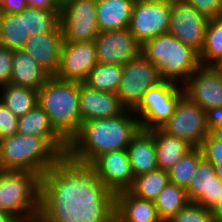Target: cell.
Masks as SVG:
<instances>
[{
  "label": "cell",
  "instance_id": "6da1fadb",
  "mask_svg": "<svg viewBox=\"0 0 222 222\" xmlns=\"http://www.w3.org/2000/svg\"><path fill=\"white\" fill-rule=\"evenodd\" d=\"M140 129L139 119L129 109L114 117L84 121L65 157L70 183L101 154L127 149Z\"/></svg>",
  "mask_w": 222,
  "mask_h": 222
},
{
  "label": "cell",
  "instance_id": "7a4b0ae2",
  "mask_svg": "<svg viewBox=\"0 0 222 222\" xmlns=\"http://www.w3.org/2000/svg\"><path fill=\"white\" fill-rule=\"evenodd\" d=\"M0 170L34 172L60 197L70 190L65 158L41 136L16 133L1 140Z\"/></svg>",
  "mask_w": 222,
  "mask_h": 222
},
{
  "label": "cell",
  "instance_id": "3957f363",
  "mask_svg": "<svg viewBox=\"0 0 222 222\" xmlns=\"http://www.w3.org/2000/svg\"><path fill=\"white\" fill-rule=\"evenodd\" d=\"M134 178L127 149L106 152L71 183L67 196L99 211L116 194L129 191Z\"/></svg>",
  "mask_w": 222,
  "mask_h": 222
},
{
  "label": "cell",
  "instance_id": "277c9868",
  "mask_svg": "<svg viewBox=\"0 0 222 222\" xmlns=\"http://www.w3.org/2000/svg\"><path fill=\"white\" fill-rule=\"evenodd\" d=\"M60 196L36 173L0 170V210L32 222Z\"/></svg>",
  "mask_w": 222,
  "mask_h": 222
},
{
  "label": "cell",
  "instance_id": "5b68a950",
  "mask_svg": "<svg viewBox=\"0 0 222 222\" xmlns=\"http://www.w3.org/2000/svg\"><path fill=\"white\" fill-rule=\"evenodd\" d=\"M38 104L68 143L78 134L83 123L78 82L62 81L51 76L38 90Z\"/></svg>",
  "mask_w": 222,
  "mask_h": 222
},
{
  "label": "cell",
  "instance_id": "8992f818",
  "mask_svg": "<svg viewBox=\"0 0 222 222\" xmlns=\"http://www.w3.org/2000/svg\"><path fill=\"white\" fill-rule=\"evenodd\" d=\"M141 53L156 66L162 80L181 86L200 66L198 53L169 33L146 41Z\"/></svg>",
  "mask_w": 222,
  "mask_h": 222
},
{
  "label": "cell",
  "instance_id": "52a82bcc",
  "mask_svg": "<svg viewBox=\"0 0 222 222\" xmlns=\"http://www.w3.org/2000/svg\"><path fill=\"white\" fill-rule=\"evenodd\" d=\"M179 86L163 80L146 91L133 110L142 130L160 128L173 115L176 103L184 95L183 86Z\"/></svg>",
  "mask_w": 222,
  "mask_h": 222
},
{
  "label": "cell",
  "instance_id": "ba28073f",
  "mask_svg": "<svg viewBox=\"0 0 222 222\" xmlns=\"http://www.w3.org/2000/svg\"><path fill=\"white\" fill-rule=\"evenodd\" d=\"M163 80L156 66L142 53L123 65L118 98L126 109L134 110L146 91Z\"/></svg>",
  "mask_w": 222,
  "mask_h": 222
},
{
  "label": "cell",
  "instance_id": "9c48e42d",
  "mask_svg": "<svg viewBox=\"0 0 222 222\" xmlns=\"http://www.w3.org/2000/svg\"><path fill=\"white\" fill-rule=\"evenodd\" d=\"M172 0H135L128 29L143 45L170 28Z\"/></svg>",
  "mask_w": 222,
  "mask_h": 222
},
{
  "label": "cell",
  "instance_id": "30bf717a",
  "mask_svg": "<svg viewBox=\"0 0 222 222\" xmlns=\"http://www.w3.org/2000/svg\"><path fill=\"white\" fill-rule=\"evenodd\" d=\"M165 133L199 147L210 131L206 112L185 94L178 100L173 115L160 127Z\"/></svg>",
  "mask_w": 222,
  "mask_h": 222
},
{
  "label": "cell",
  "instance_id": "8fae6325",
  "mask_svg": "<svg viewBox=\"0 0 222 222\" xmlns=\"http://www.w3.org/2000/svg\"><path fill=\"white\" fill-rule=\"evenodd\" d=\"M97 0H71L62 7L60 26L64 41H95L99 35L96 18Z\"/></svg>",
  "mask_w": 222,
  "mask_h": 222
},
{
  "label": "cell",
  "instance_id": "7c38bea8",
  "mask_svg": "<svg viewBox=\"0 0 222 222\" xmlns=\"http://www.w3.org/2000/svg\"><path fill=\"white\" fill-rule=\"evenodd\" d=\"M102 222H162L154 201L139 198L130 191L116 194L99 210Z\"/></svg>",
  "mask_w": 222,
  "mask_h": 222
},
{
  "label": "cell",
  "instance_id": "4fadbf2b",
  "mask_svg": "<svg viewBox=\"0 0 222 222\" xmlns=\"http://www.w3.org/2000/svg\"><path fill=\"white\" fill-rule=\"evenodd\" d=\"M209 19L194 7L172 0L170 28L168 33L190 46L198 54L204 45Z\"/></svg>",
  "mask_w": 222,
  "mask_h": 222
},
{
  "label": "cell",
  "instance_id": "5bb4252c",
  "mask_svg": "<svg viewBox=\"0 0 222 222\" xmlns=\"http://www.w3.org/2000/svg\"><path fill=\"white\" fill-rule=\"evenodd\" d=\"M97 64L94 41H64L59 67L54 77L62 81L83 83Z\"/></svg>",
  "mask_w": 222,
  "mask_h": 222
},
{
  "label": "cell",
  "instance_id": "9a60e30c",
  "mask_svg": "<svg viewBox=\"0 0 222 222\" xmlns=\"http://www.w3.org/2000/svg\"><path fill=\"white\" fill-rule=\"evenodd\" d=\"M97 62L125 65L141 53L142 45L128 28L100 31L95 39Z\"/></svg>",
  "mask_w": 222,
  "mask_h": 222
},
{
  "label": "cell",
  "instance_id": "2e32d148",
  "mask_svg": "<svg viewBox=\"0 0 222 222\" xmlns=\"http://www.w3.org/2000/svg\"><path fill=\"white\" fill-rule=\"evenodd\" d=\"M183 88L184 94L205 112L222 107V74L213 66L200 65Z\"/></svg>",
  "mask_w": 222,
  "mask_h": 222
},
{
  "label": "cell",
  "instance_id": "e0dca14e",
  "mask_svg": "<svg viewBox=\"0 0 222 222\" xmlns=\"http://www.w3.org/2000/svg\"><path fill=\"white\" fill-rule=\"evenodd\" d=\"M79 105L83 122L114 117L126 110L117 93L98 91L84 82L79 83Z\"/></svg>",
  "mask_w": 222,
  "mask_h": 222
},
{
  "label": "cell",
  "instance_id": "ac0fdd59",
  "mask_svg": "<svg viewBox=\"0 0 222 222\" xmlns=\"http://www.w3.org/2000/svg\"><path fill=\"white\" fill-rule=\"evenodd\" d=\"M64 36L62 29L30 36L22 50L41 66L50 76L58 70Z\"/></svg>",
  "mask_w": 222,
  "mask_h": 222
},
{
  "label": "cell",
  "instance_id": "d6986e66",
  "mask_svg": "<svg viewBox=\"0 0 222 222\" xmlns=\"http://www.w3.org/2000/svg\"><path fill=\"white\" fill-rule=\"evenodd\" d=\"M185 190L190 202L211 208L222 194V181L217 178L213 164L202 158Z\"/></svg>",
  "mask_w": 222,
  "mask_h": 222
},
{
  "label": "cell",
  "instance_id": "ffe728a7",
  "mask_svg": "<svg viewBox=\"0 0 222 222\" xmlns=\"http://www.w3.org/2000/svg\"><path fill=\"white\" fill-rule=\"evenodd\" d=\"M17 133L45 138L64 158L69 143L55 130L48 114L37 104L24 116L18 118Z\"/></svg>",
  "mask_w": 222,
  "mask_h": 222
},
{
  "label": "cell",
  "instance_id": "44dd1931",
  "mask_svg": "<svg viewBox=\"0 0 222 222\" xmlns=\"http://www.w3.org/2000/svg\"><path fill=\"white\" fill-rule=\"evenodd\" d=\"M98 218L99 211L62 196L32 222H95Z\"/></svg>",
  "mask_w": 222,
  "mask_h": 222
},
{
  "label": "cell",
  "instance_id": "7402d4cb",
  "mask_svg": "<svg viewBox=\"0 0 222 222\" xmlns=\"http://www.w3.org/2000/svg\"><path fill=\"white\" fill-rule=\"evenodd\" d=\"M134 177L157 169L156 144L149 130L140 129L127 147Z\"/></svg>",
  "mask_w": 222,
  "mask_h": 222
},
{
  "label": "cell",
  "instance_id": "603a6c76",
  "mask_svg": "<svg viewBox=\"0 0 222 222\" xmlns=\"http://www.w3.org/2000/svg\"><path fill=\"white\" fill-rule=\"evenodd\" d=\"M135 0H97L96 18L100 31L129 27Z\"/></svg>",
  "mask_w": 222,
  "mask_h": 222
},
{
  "label": "cell",
  "instance_id": "cb8c5ba5",
  "mask_svg": "<svg viewBox=\"0 0 222 222\" xmlns=\"http://www.w3.org/2000/svg\"><path fill=\"white\" fill-rule=\"evenodd\" d=\"M50 77L24 50H13L11 84L38 91Z\"/></svg>",
  "mask_w": 222,
  "mask_h": 222
},
{
  "label": "cell",
  "instance_id": "d4e9b609",
  "mask_svg": "<svg viewBox=\"0 0 222 222\" xmlns=\"http://www.w3.org/2000/svg\"><path fill=\"white\" fill-rule=\"evenodd\" d=\"M155 138L157 167L169 171L194 147L187 141L165 133L161 128L149 130Z\"/></svg>",
  "mask_w": 222,
  "mask_h": 222
},
{
  "label": "cell",
  "instance_id": "484cf974",
  "mask_svg": "<svg viewBox=\"0 0 222 222\" xmlns=\"http://www.w3.org/2000/svg\"><path fill=\"white\" fill-rule=\"evenodd\" d=\"M30 36L31 33H27L26 9L21 13L0 12V45L21 50Z\"/></svg>",
  "mask_w": 222,
  "mask_h": 222
},
{
  "label": "cell",
  "instance_id": "4316f807",
  "mask_svg": "<svg viewBox=\"0 0 222 222\" xmlns=\"http://www.w3.org/2000/svg\"><path fill=\"white\" fill-rule=\"evenodd\" d=\"M0 101L17 117L24 116L38 104V91L30 87L7 84L0 87Z\"/></svg>",
  "mask_w": 222,
  "mask_h": 222
},
{
  "label": "cell",
  "instance_id": "83f0119b",
  "mask_svg": "<svg viewBox=\"0 0 222 222\" xmlns=\"http://www.w3.org/2000/svg\"><path fill=\"white\" fill-rule=\"evenodd\" d=\"M189 202L185 188L171 182L154 200L157 214L162 222H168Z\"/></svg>",
  "mask_w": 222,
  "mask_h": 222
},
{
  "label": "cell",
  "instance_id": "f1b7e54d",
  "mask_svg": "<svg viewBox=\"0 0 222 222\" xmlns=\"http://www.w3.org/2000/svg\"><path fill=\"white\" fill-rule=\"evenodd\" d=\"M168 183V172L157 168L136 176L129 191L139 198L154 201Z\"/></svg>",
  "mask_w": 222,
  "mask_h": 222
},
{
  "label": "cell",
  "instance_id": "f546056e",
  "mask_svg": "<svg viewBox=\"0 0 222 222\" xmlns=\"http://www.w3.org/2000/svg\"><path fill=\"white\" fill-rule=\"evenodd\" d=\"M122 70L121 65L98 63L84 83L98 91L117 93L122 79Z\"/></svg>",
  "mask_w": 222,
  "mask_h": 222
},
{
  "label": "cell",
  "instance_id": "4dcf8cb0",
  "mask_svg": "<svg viewBox=\"0 0 222 222\" xmlns=\"http://www.w3.org/2000/svg\"><path fill=\"white\" fill-rule=\"evenodd\" d=\"M200 65L212 66L222 57V16L209 19L204 45L198 54Z\"/></svg>",
  "mask_w": 222,
  "mask_h": 222
},
{
  "label": "cell",
  "instance_id": "1f68e13d",
  "mask_svg": "<svg viewBox=\"0 0 222 222\" xmlns=\"http://www.w3.org/2000/svg\"><path fill=\"white\" fill-rule=\"evenodd\" d=\"M60 13L54 10L26 8L27 33L32 36L59 31Z\"/></svg>",
  "mask_w": 222,
  "mask_h": 222
},
{
  "label": "cell",
  "instance_id": "d6a6232c",
  "mask_svg": "<svg viewBox=\"0 0 222 222\" xmlns=\"http://www.w3.org/2000/svg\"><path fill=\"white\" fill-rule=\"evenodd\" d=\"M202 153L199 147H194L190 152L184 155L169 170V182L186 188L194 176L198 162L202 159Z\"/></svg>",
  "mask_w": 222,
  "mask_h": 222
},
{
  "label": "cell",
  "instance_id": "836d02e7",
  "mask_svg": "<svg viewBox=\"0 0 222 222\" xmlns=\"http://www.w3.org/2000/svg\"><path fill=\"white\" fill-rule=\"evenodd\" d=\"M168 222H213L210 208L189 202Z\"/></svg>",
  "mask_w": 222,
  "mask_h": 222
},
{
  "label": "cell",
  "instance_id": "e575fe53",
  "mask_svg": "<svg viewBox=\"0 0 222 222\" xmlns=\"http://www.w3.org/2000/svg\"><path fill=\"white\" fill-rule=\"evenodd\" d=\"M199 148L205 160L222 163V135L210 132Z\"/></svg>",
  "mask_w": 222,
  "mask_h": 222
},
{
  "label": "cell",
  "instance_id": "d590c367",
  "mask_svg": "<svg viewBox=\"0 0 222 222\" xmlns=\"http://www.w3.org/2000/svg\"><path fill=\"white\" fill-rule=\"evenodd\" d=\"M194 7L208 19L222 16V0H180Z\"/></svg>",
  "mask_w": 222,
  "mask_h": 222
},
{
  "label": "cell",
  "instance_id": "8d00e7d4",
  "mask_svg": "<svg viewBox=\"0 0 222 222\" xmlns=\"http://www.w3.org/2000/svg\"><path fill=\"white\" fill-rule=\"evenodd\" d=\"M18 118L0 101V141L17 133Z\"/></svg>",
  "mask_w": 222,
  "mask_h": 222
},
{
  "label": "cell",
  "instance_id": "74e56055",
  "mask_svg": "<svg viewBox=\"0 0 222 222\" xmlns=\"http://www.w3.org/2000/svg\"><path fill=\"white\" fill-rule=\"evenodd\" d=\"M13 50L0 45V87L10 84L12 76Z\"/></svg>",
  "mask_w": 222,
  "mask_h": 222
},
{
  "label": "cell",
  "instance_id": "f35d334b",
  "mask_svg": "<svg viewBox=\"0 0 222 222\" xmlns=\"http://www.w3.org/2000/svg\"><path fill=\"white\" fill-rule=\"evenodd\" d=\"M206 123L210 132L222 135V107L207 110Z\"/></svg>",
  "mask_w": 222,
  "mask_h": 222
},
{
  "label": "cell",
  "instance_id": "ab89813d",
  "mask_svg": "<svg viewBox=\"0 0 222 222\" xmlns=\"http://www.w3.org/2000/svg\"><path fill=\"white\" fill-rule=\"evenodd\" d=\"M26 8V0H0V12L2 13H21Z\"/></svg>",
  "mask_w": 222,
  "mask_h": 222
},
{
  "label": "cell",
  "instance_id": "60d3db41",
  "mask_svg": "<svg viewBox=\"0 0 222 222\" xmlns=\"http://www.w3.org/2000/svg\"><path fill=\"white\" fill-rule=\"evenodd\" d=\"M27 7L61 12L62 5L57 0H26Z\"/></svg>",
  "mask_w": 222,
  "mask_h": 222
},
{
  "label": "cell",
  "instance_id": "b9f144b4",
  "mask_svg": "<svg viewBox=\"0 0 222 222\" xmlns=\"http://www.w3.org/2000/svg\"><path fill=\"white\" fill-rule=\"evenodd\" d=\"M213 222H222V194L210 208Z\"/></svg>",
  "mask_w": 222,
  "mask_h": 222
},
{
  "label": "cell",
  "instance_id": "7bdbcfd3",
  "mask_svg": "<svg viewBox=\"0 0 222 222\" xmlns=\"http://www.w3.org/2000/svg\"><path fill=\"white\" fill-rule=\"evenodd\" d=\"M0 222H20L18 219L0 210Z\"/></svg>",
  "mask_w": 222,
  "mask_h": 222
},
{
  "label": "cell",
  "instance_id": "ee69618b",
  "mask_svg": "<svg viewBox=\"0 0 222 222\" xmlns=\"http://www.w3.org/2000/svg\"><path fill=\"white\" fill-rule=\"evenodd\" d=\"M215 167V174L217 178H219L222 181V163H212Z\"/></svg>",
  "mask_w": 222,
  "mask_h": 222
},
{
  "label": "cell",
  "instance_id": "f6af8a7d",
  "mask_svg": "<svg viewBox=\"0 0 222 222\" xmlns=\"http://www.w3.org/2000/svg\"><path fill=\"white\" fill-rule=\"evenodd\" d=\"M219 73L222 74V57L212 65Z\"/></svg>",
  "mask_w": 222,
  "mask_h": 222
},
{
  "label": "cell",
  "instance_id": "bcb514c9",
  "mask_svg": "<svg viewBox=\"0 0 222 222\" xmlns=\"http://www.w3.org/2000/svg\"><path fill=\"white\" fill-rule=\"evenodd\" d=\"M62 6L68 4L71 0H57Z\"/></svg>",
  "mask_w": 222,
  "mask_h": 222
},
{
  "label": "cell",
  "instance_id": "7dc6e473",
  "mask_svg": "<svg viewBox=\"0 0 222 222\" xmlns=\"http://www.w3.org/2000/svg\"><path fill=\"white\" fill-rule=\"evenodd\" d=\"M95 222H102L99 218Z\"/></svg>",
  "mask_w": 222,
  "mask_h": 222
}]
</instances>
